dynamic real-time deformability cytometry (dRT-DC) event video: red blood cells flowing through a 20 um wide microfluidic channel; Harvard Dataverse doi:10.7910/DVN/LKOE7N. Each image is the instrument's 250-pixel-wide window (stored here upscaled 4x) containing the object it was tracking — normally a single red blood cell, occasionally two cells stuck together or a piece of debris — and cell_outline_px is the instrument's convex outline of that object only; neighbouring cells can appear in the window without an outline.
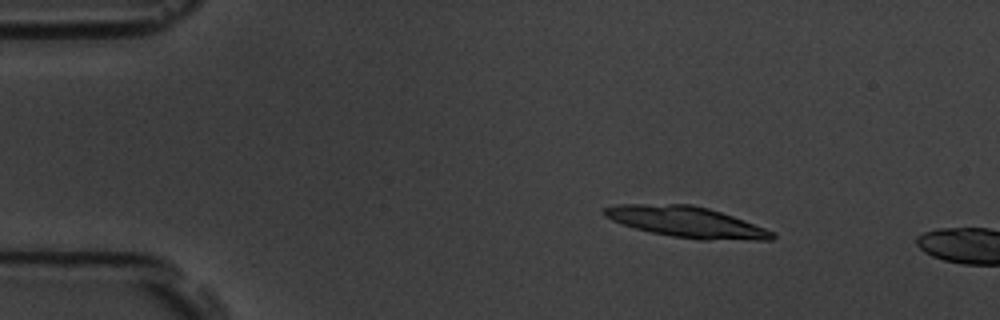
{"species": "common noctule bat (a hibernating species)", "species_latin": "Nyctalus noctula", "temperature_condition": "room temperature", "stored_images_in_passage": 3, "camera_frame_rate_fps": 3000, "um_per_image_px": 0.085, "animal": {"sex": "male", "body_mass_g": 19.5, "forearm_length_mm": 54.6}, "frame": {"image": 1, "passage_image": 1, "time_ms": 0.0, "image_size_px": [1000, 320], "cell_outline_px": [[776, 236], [772, 240], [700, 240], [672, 236], [652, 232], [636, 228], [612, 220], [604, 216], [600, 212], [604, 208], [616, 204], [692, 204], [708, 208], [732, 216], [764, 228], [772, 232]], "centroid_in_image_um": [58.33, 18.87], "position_along_channel_um": 26.7, "area_um2": 30.0}}